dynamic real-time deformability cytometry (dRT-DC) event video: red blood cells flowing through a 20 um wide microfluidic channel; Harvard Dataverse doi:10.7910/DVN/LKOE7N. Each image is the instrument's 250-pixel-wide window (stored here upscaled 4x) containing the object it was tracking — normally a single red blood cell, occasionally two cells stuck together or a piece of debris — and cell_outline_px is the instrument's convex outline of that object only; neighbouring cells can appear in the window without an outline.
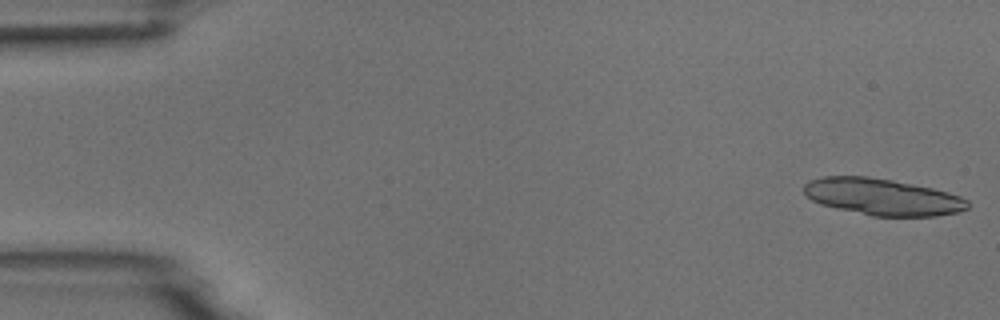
{"species": "common noctule bat (a hibernating species)", "species_latin": "Nyctalus noctula", "temperature_condition": "room temperature", "stored_images_in_passage": 6, "segment_of_instrument_passage": [1, 2], "camera_frame_rate_fps": 3000, "um_per_image_px": 0.085, "animal": {"sex": "male", "body_mass_g": 18.8}, "frame": {"image": 1, "passage_image": 1, "time_ms": 0.0, "image_size_px": [1000, 320], "cell_outline_px": [[968, 208], [960, 212], [936, 216], [872, 216], [836, 208], [820, 204], [812, 200], [804, 192], [804, 184], [812, 180], [824, 176], [868, 176], [892, 180], [932, 188], [948, 192], [960, 196], [968, 200]], "centroid_in_image_um": [75.02, 16.74], "position_along_channel_um": 10.0, "area_um2": 34.91}}